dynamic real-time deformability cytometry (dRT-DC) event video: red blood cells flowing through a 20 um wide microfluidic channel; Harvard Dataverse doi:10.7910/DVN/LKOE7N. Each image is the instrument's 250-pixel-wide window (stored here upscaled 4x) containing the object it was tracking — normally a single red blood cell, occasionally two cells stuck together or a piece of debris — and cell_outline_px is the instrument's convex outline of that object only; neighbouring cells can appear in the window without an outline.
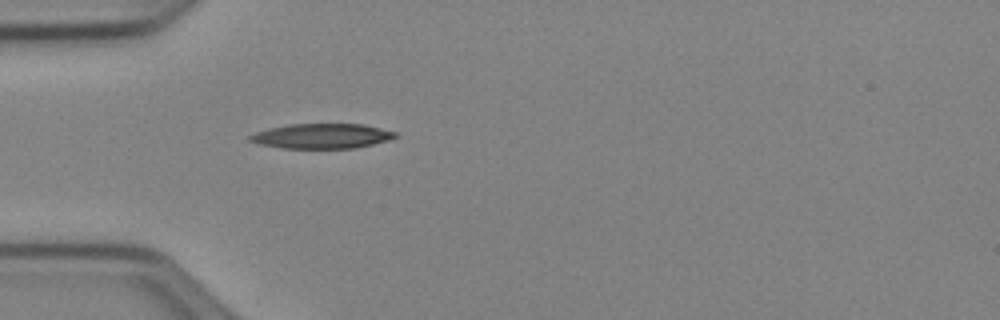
{"species": "Egyptian fruit bat (a non-hibernating species)", "species_latin": "Rousettus aegyptiacus", "temperature_condition": "cold", "stored_images_in_passage": 37, "camera_frame_rate_fps": 3000, "um_per_image_px": 0.085, "animal": {"sex": "female"}, "frame": {"image": 1, "passage_image": 1, "time_ms": 0.0, "image_size_px": [1000, 320], "cell_outline_px": [[400, 136], [388, 140], [356, 148], [280, 148], [260, 144], [248, 140], [248, 136], [256, 132], [268, 128], [288, 124], [364, 124], [396, 132]], "centroid_in_image_um": [27.35, 11.56], "position_along_channel_um": 57.6, "area_um2": 21.15}}
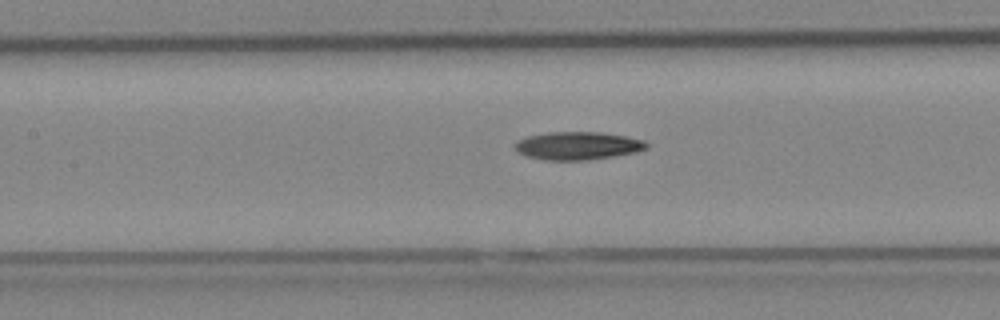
{"frame": {"image": 2, "passage_image": 9, "time_ms": 2.667, "image_size_px": [1000, 320], "cell_outline_px": [[648, 148], [636, 152], [588, 160], [544, 160], [528, 156], [516, 152], [512, 144], [516, 140], [528, 136], [548, 132], [600, 132], [628, 136], [644, 140], [648, 144]], "centroid_in_image_um": [49.08, 12.38], "position_along_channel_um": 158.3, "area_um2": 21.68}}
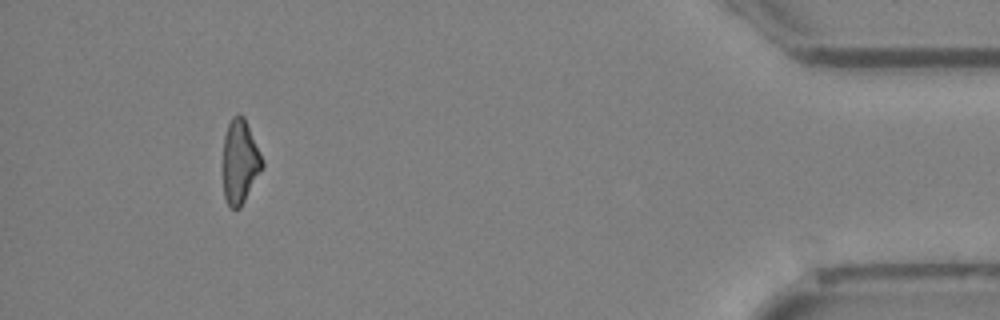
{"frame": {"image": 3, "passage_image": 33, "time_ms": 10.667, "image_size_px": [1000, 320], "cell_outline_px": [[264, 168], [240, 208], [232, 208], [228, 204], [224, 196], [224, 136], [228, 124], [232, 116], [244, 116], [264, 160]], "centroid_in_image_um": [20.43, 13.75], "position_along_channel_um": 414.8, "area_um2": 19.13}, "authors_computed_cell_mechanics": {"area_um2": 20.6924, "velocity_mm_per_s": 3.9899, "shape_relaxation_time_tau1_ms": 7.4311, "shape_relaxation_time_tau2_ms": null, "deformation_change_tau1": 0.1861, "deformation_change_tau2": null}}